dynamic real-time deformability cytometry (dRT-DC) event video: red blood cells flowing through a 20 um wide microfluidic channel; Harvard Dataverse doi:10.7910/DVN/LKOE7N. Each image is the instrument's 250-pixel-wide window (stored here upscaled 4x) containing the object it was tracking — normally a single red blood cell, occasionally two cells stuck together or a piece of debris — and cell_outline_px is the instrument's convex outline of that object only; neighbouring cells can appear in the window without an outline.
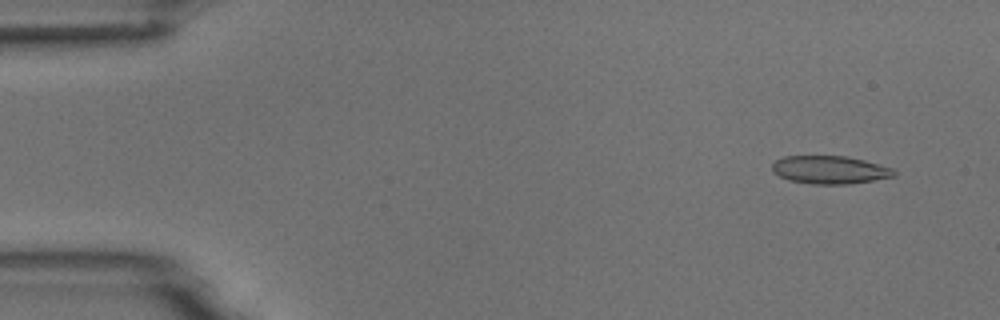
{"species": "common noctule bat (a hibernating species)", "species_latin": "Nyctalus noctula", "temperature_condition": "room temperature", "stored_images_in_passage": 54, "camera_frame_rate_fps": 3000, "um_per_image_px": 0.085, "animal": {"sex": "male", "body_mass_g": 18.8}, "frame": {"image": 1, "passage_image": 4, "time_ms": 1.0, "image_size_px": [1000, 320], "cell_outline_px": [[896, 176], [852, 184], [812, 184], [788, 180], [772, 172], [772, 164], [776, 160], [784, 156], [844, 156], [864, 160], [892, 168], [896, 172]], "centroid_in_image_um": [70.53, 14.44], "position_along_channel_um": 14.5, "area_um2": 19.94}}
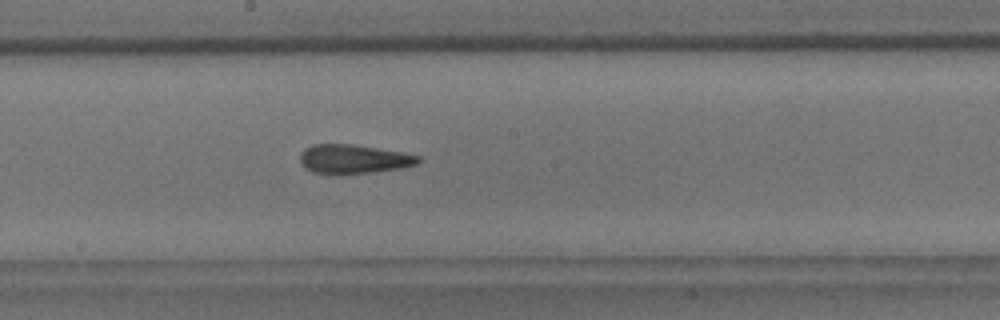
{"frame": {"image": 2, "passage_image": 29, "time_ms": 9.333, "image_size_px": [1000, 320], "cell_outline_px": [[420, 160], [416, 164], [400, 168], [372, 172], [312, 172], [300, 160], [300, 156], [304, 148], [312, 144], [352, 144], [404, 152], [420, 156]], "centroid_in_image_um": [30.09, 13.48], "position_along_channel_um": 218.1, "area_um2": 19.36}}
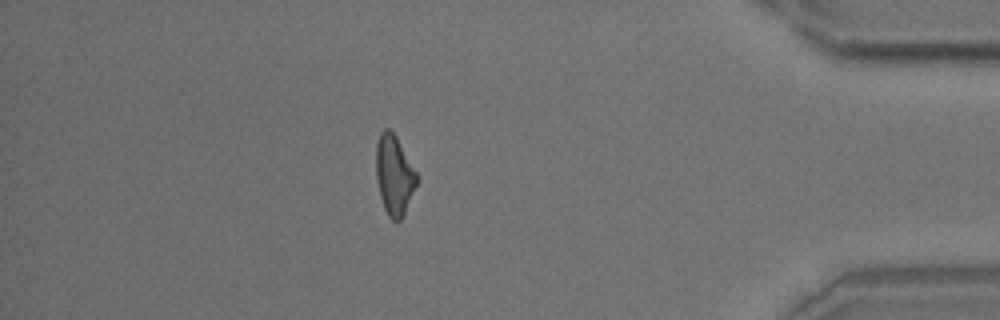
{"frame": {"image": 3, "passage_image": 47, "time_ms": 15.333, "image_size_px": [1000, 320], "cell_outline_px": [[420, 180], [400, 220], [396, 224], [388, 216], [384, 208], [380, 196], [376, 180], [376, 144], [380, 132], [384, 128], [388, 128], [396, 136], [420, 176]], "centroid_in_image_um": [33.53, 14.88], "position_along_channel_um": 401.7, "area_um2": 19.31}, "authors_computed_cell_mechanics": {"area_um2": 19.8543, "velocity_mm_per_s": 3.7348, "shape_relaxation_time_tau1_ms": 9.9391, "shape_relaxation_time_tau2_ms": 2.7494, "deformation_change_tau1": 0.2238, "deformation_change_tau2": 0.1343}}